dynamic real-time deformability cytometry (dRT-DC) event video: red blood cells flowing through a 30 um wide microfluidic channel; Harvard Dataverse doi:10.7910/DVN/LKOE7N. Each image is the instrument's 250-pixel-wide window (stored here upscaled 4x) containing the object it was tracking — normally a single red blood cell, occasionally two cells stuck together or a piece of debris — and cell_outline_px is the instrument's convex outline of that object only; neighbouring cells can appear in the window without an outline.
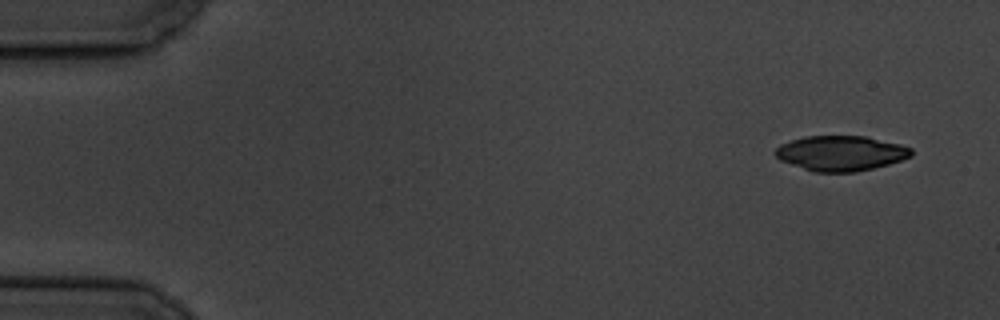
{"species": "common noctule bat (a hibernating species)", "species_latin": "Nyctalus noctula", "temperature_condition": "cold", "stored_images_in_passage": 54, "camera_frame_rate_fps": 3000, "um_per_image_px": 0.085, "animal": {"sex": "male", "body_mass_g": 19.5, "forearm_length_mm": 54.6}, "frame": {"image": 1, "passage_image": 1, "time_ms": 0.0, "image_size_px": [1000, 320], "cell_outline_px": [[912, 156], [888, 164], [856, 172], [816, 172], [780, 160], [772, 152], [780, 144], [804, 136], [864, 136], [900, 144], [912, 148]], "centroid_in_image_um": [71.46, 13.02], "position_along_channel_um": 13.5, "area_um2": 27.63}}
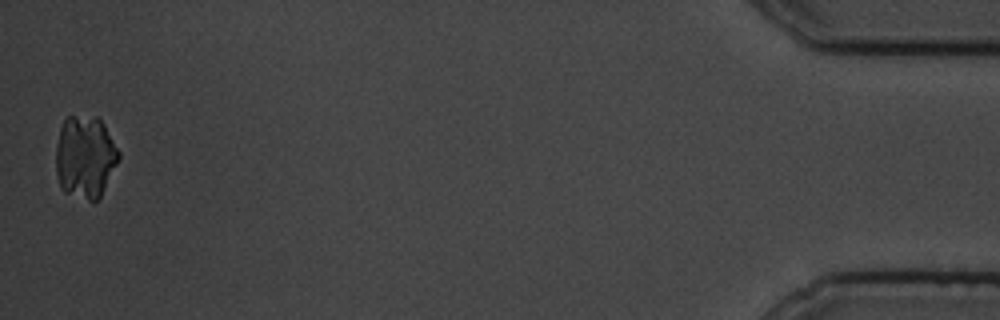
{"frame": {"image": 2, "passage_image": 54, "time_ms": 17.667, "image_size_px": [1000, 320], "cell_outline_px": [[120, 156], [100, 196], [92, 204], [64, 192], [60, 188], [56, 172], [56, 144], [60, 128], [64, 120], [68, 116], [96, 116], [104, 124], [120, 152]], "centroid_in_image_um": [7.21, 13.36], "position_along_channel_um": 428.0, "area_um2": 30.46}}